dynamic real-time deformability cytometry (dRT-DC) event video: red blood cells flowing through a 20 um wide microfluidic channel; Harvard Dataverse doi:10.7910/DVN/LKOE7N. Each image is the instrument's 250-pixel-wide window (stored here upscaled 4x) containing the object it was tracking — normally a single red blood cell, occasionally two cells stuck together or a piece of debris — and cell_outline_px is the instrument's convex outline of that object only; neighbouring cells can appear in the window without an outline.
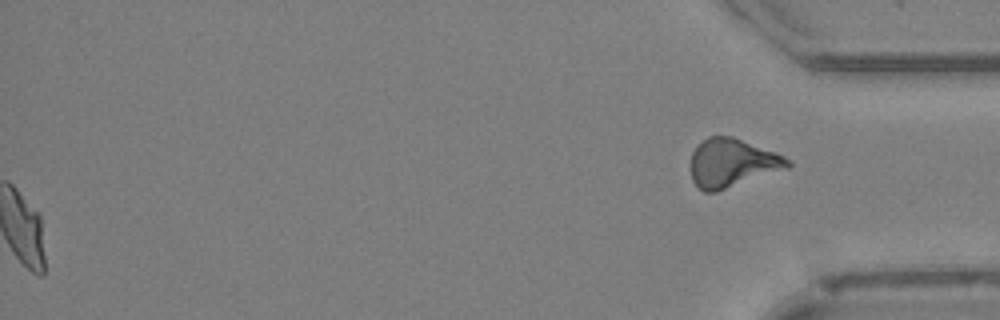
{"species": "Egyptian fruit bat (a non-hibernating species)", "species_latin": "Rousettus aegyptiacus", "temperature_condition": "cold", "stored_images_in_passage": 39, "segment_of_instrument_passage": [2, 2], "camera_frame_rate_fps": 3000, "um_per_image_px": 0.085, "animal": {"sex": "female"}, "frame": {"image": 1, "passage_image": 39, "time_ms": 12.667, "image_size_px": [1000, 320], "cell_outline_px": [[792, 164], [788, 168], [716, 192], [704, 192], [692, 180], [692, 152], [696, 144], [708, 136], [732, 136], [776, 152], [784, 156]], "centroid_in_image_um": [62.23, 13.84], "position_along_channel_um": 373.0, "area_um2": 27.28}}